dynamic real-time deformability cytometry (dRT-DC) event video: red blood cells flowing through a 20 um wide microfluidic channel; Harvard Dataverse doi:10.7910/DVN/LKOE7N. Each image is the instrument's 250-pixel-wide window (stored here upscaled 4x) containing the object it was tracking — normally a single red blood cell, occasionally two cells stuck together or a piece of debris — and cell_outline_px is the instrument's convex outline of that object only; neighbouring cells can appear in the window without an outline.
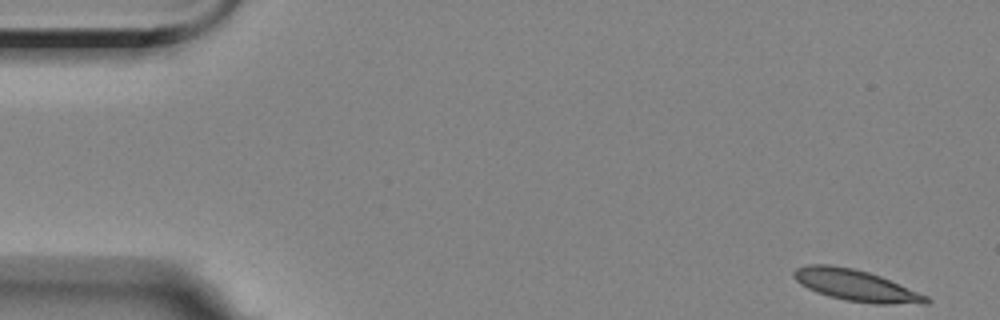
{"species": "Egyptian fruit bat (a non-hibernating species)", "species_latin": "Rousettus aegyptiacus", "temperature_condition": "room temperature", "stored_images_in_passage": 6, "camera_frame_rate_fps": 3000, "um_per_image_px": 0.085, "animal": {"sex": "female"}, "frame": {"image": 1, "passage_image": 1, "time_ms": 0.0, "image_size_px": [1000, 320], "cell_outline_px": [[932, 300], [928, 304], [876, 304], [844, 300], [828, 296], [816, 292], [800, 284], [792, 276], [792, 272], [796, 268], [808, 264], [828, 264], [852, 268], [868, 272], [880, 276], [928, 296]], "centroid_in_image_um": [72.74, 24.27], "position_along_channel_um": 12.3, "area_um2": 24.28}}
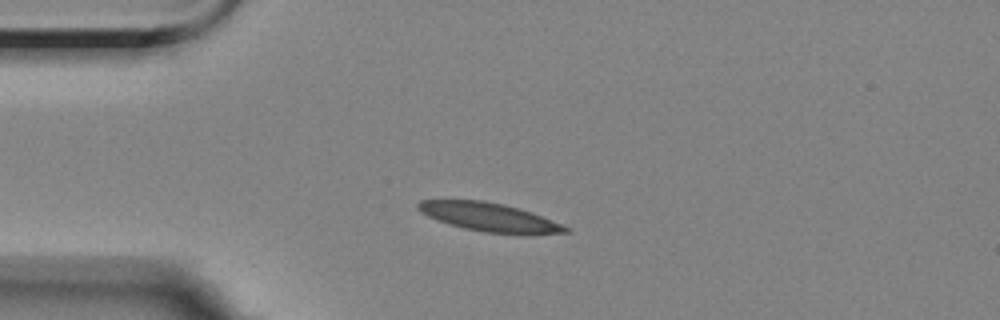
{"frame": {"image": 2, "passage_image": 4, "time_ms": 3.667, "image_size_px": [1000, 320], "cell_outline_px": [[572, 232], [484, 232], [464, 228], [436, 220], [420, 212], [416, 208], [416, 204], [420, 200], [484, 200], [504, 204], [532, 212], [572, 228]], "centroid_in_image_um": [41.51, 18.41], "position_along_channel_um": 43.5, "area_um2": 23.93}}
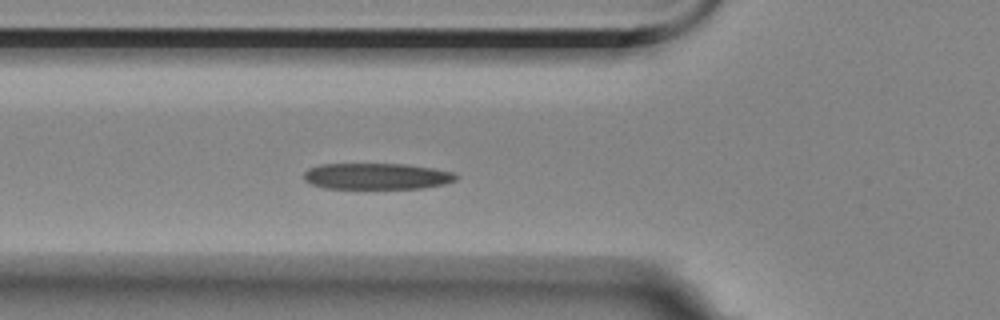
{"frame": {"image": 3, "passage_image": 6, "time_ms": 5.667, "image_size_px": [1000, 320], "cell_outline_px": [[460, 176], [456, 180], [444, 184], [424, 188], [324, 188], [312, 184], [304, 180], [304, 172], [308, 168], [320, 164], [404, 164], [432, 168], [452, 172]], "centroid_in_image_um": [32.02, 14.98], "position_along_channel_um": 93.8, "area_um2": 23.24}}